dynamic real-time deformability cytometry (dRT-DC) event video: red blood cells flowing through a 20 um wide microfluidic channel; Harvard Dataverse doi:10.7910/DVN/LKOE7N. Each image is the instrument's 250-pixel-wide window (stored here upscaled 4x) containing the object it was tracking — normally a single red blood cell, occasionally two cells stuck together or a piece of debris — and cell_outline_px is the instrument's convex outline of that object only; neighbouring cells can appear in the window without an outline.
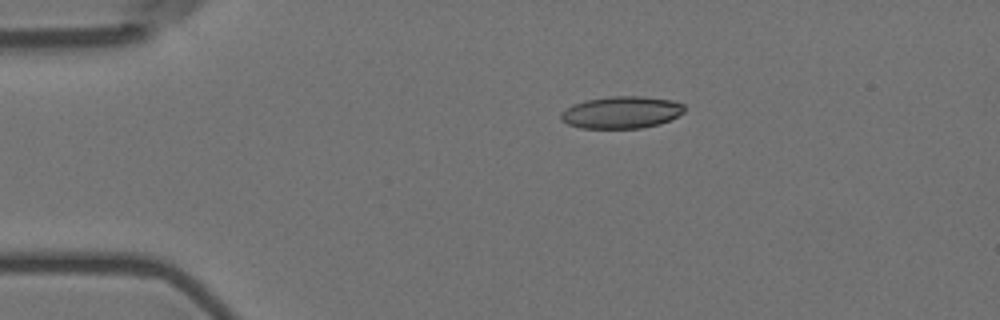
{"species": "Egyptian fruit bat (a non-hibernating species)", "species_latin": "Rousettus aegyptiacus", "temperature_condition": "room temperature", "stored_images_in_passage": 15, "camera_frame_rate_fps": 3000, "um_per_image_px": 0.085, "animal": {"sex": "female"}, "frame": {"image": 1, "passage_image": 3, "time_ms": 0.667, "image_size_px": [1000, 320], "cell_outline_px": [[684, 112], [660, 124], [640, 128], [580, 128], [568, 124], [560, 120], [560, 112], [572, 104], [584, 100], [612, 96], [644, 96], [672, 100], [684, 104]], "centroid_in_image_um": [52.79, 9.54], "position_along_channel_um": 32.2, "area_um2": 23.24}}
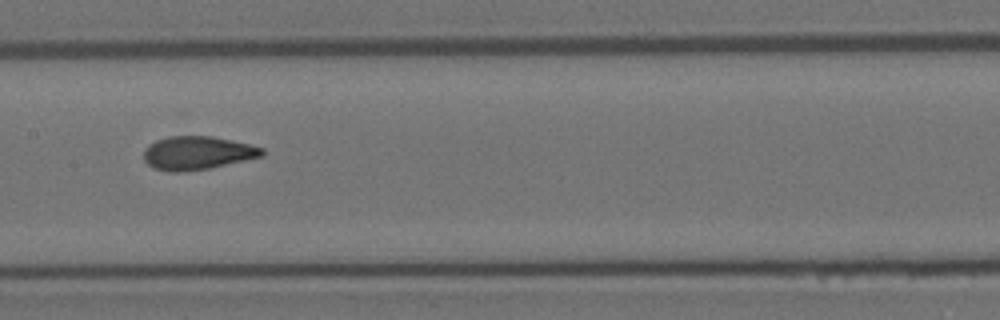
{"frame": {"image": 2, "passage_image": 8, "time_ms": 2.333, "image_size_px": [1000, 320], "cell_outline_px": [[264, 156], [208, 168], [184, 172], [168, 172], [152, 168], [144, 160], [144, 148], [148, 144], [156, 140], [168, 136], [212, 136], [232, 140], [264, 148]], "centroid_in_image_um": [16.74, 13.0], "position_along_channel_um": 190.7, "area_um2": 23.18}}
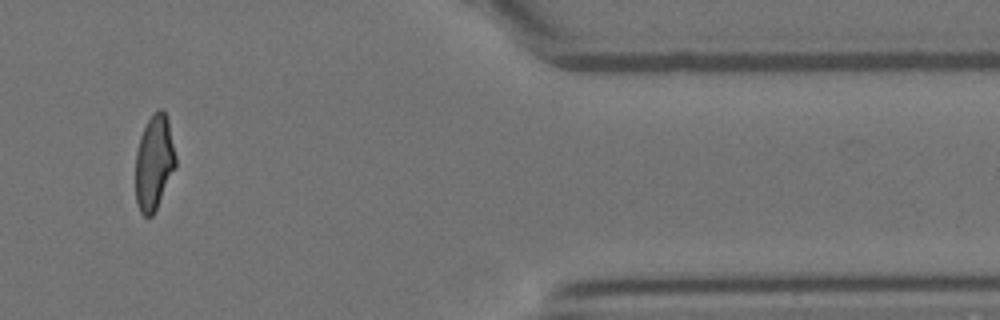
{"frame": {"image": 3, "passage_image": 13, "time_ms": 4.0, "image_size_px": [1000, 320], "cell_outline_px": [[176, 168], [152, 216], [144, 216], [140, 212], [136, 204], [136, 152], [140, 136], [152, 112], [160, 108], [164, 108], [168, 116], [176, 156]], "centroid_in_image_um": [13.11, 13.77], "position_along_channel_um": 398.3, "area_um2": 22.48}}